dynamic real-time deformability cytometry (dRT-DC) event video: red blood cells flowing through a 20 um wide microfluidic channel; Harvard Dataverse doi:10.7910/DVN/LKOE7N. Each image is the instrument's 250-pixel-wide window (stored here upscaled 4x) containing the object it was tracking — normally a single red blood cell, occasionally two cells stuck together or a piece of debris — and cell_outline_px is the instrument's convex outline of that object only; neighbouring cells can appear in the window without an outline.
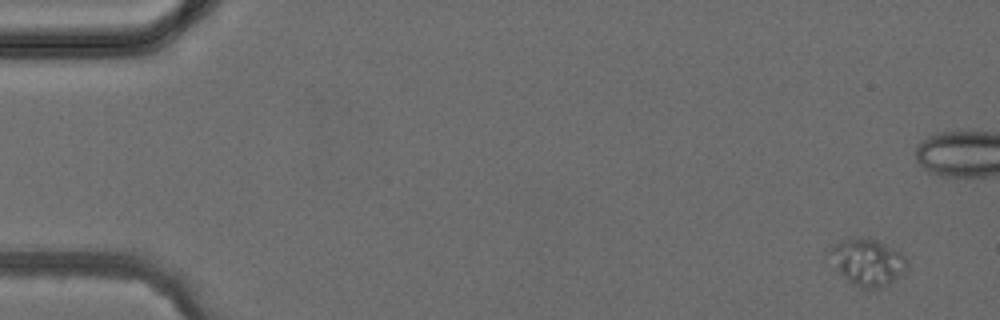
{"species": "common noctule bat (a hibernating species)", "species_latin": "Nyctalus noctula", "temperature_condition": "cold", "stored_images_in_passage": 5, "camera_frame_rate_fps": 3000, "um_per_image_px": 0.085, "animal": {"sex": "female", "body_mass_g": 24.6, "forearm_length_mm": 56.2}, "frame": {"image": 1, "passage_image": 1, "time_ms": 0.0, "image_size_px": [1000, 320], "cell_outline_px": [[904, 272], [884, 288], [860, 288], [852, 284], [824, 260], [824, 256], [836, 244], [852, 236], [868, 236], [900, 252], [904, 256]], "centroid_in_image_um": [73.61, 22.27], "position_along_channel_um": 11.4, "area_um2": 21.5}}